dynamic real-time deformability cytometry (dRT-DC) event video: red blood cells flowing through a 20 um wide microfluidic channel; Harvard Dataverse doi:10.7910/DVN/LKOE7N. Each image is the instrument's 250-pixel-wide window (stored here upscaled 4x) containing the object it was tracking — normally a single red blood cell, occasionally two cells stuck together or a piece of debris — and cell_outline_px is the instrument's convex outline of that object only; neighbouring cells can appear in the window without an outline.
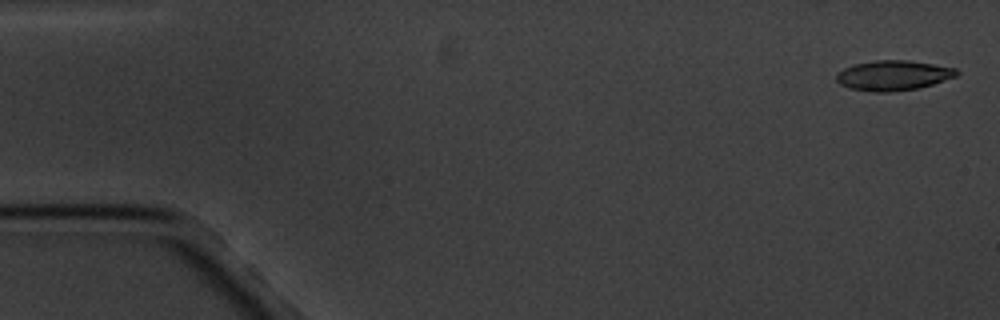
{"species": "common noctule bat (a hibernating species)", "species_latin": "Nyctalus noctula", "temperature_condition": "cold", "stored_images_in_passage": 5, "camera_frame_rate_fps": 3000, "um_per_image_px": 0.085, "animal": {"sex": "male", "body_mass_g": 20.1, "forearm_length_mm": 53.5}, "frame": {"image": 1, "passage_image": 1, "time_ms": 0.0, "image_size_px": [1000, 320], "cell_outline_px": [[960, 72], [956, 76], [920, 88], [888, 92], [868, 92], [852, 88], [840, 84], [836, 80], [836, 72], [844, 68], [856, 64], [876, 60], [908, 60], [956, 68]], "centroid_in_image_um": [75.92, 6.41], "position_along_channel_um": 9.1, "area_um2": 20.98}}
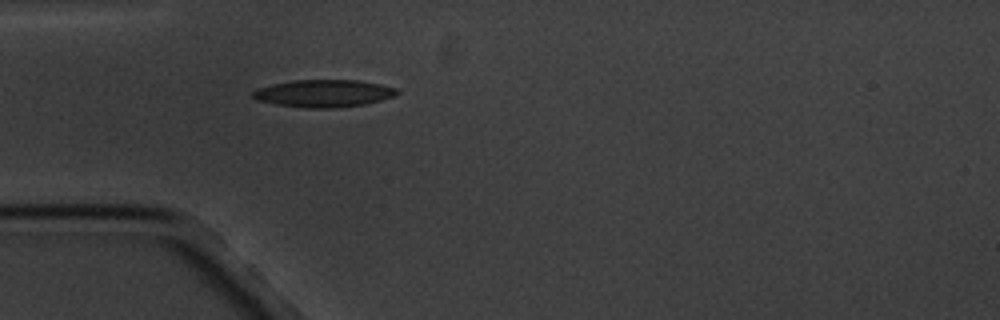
{"frame": {"image": 2, "passage_image": 5, "time_ms": 5.0, "image_size_px": [1000, 320], "cell_outline_px": [[400, 92], [396, 96], [364, 104], [336, 108], [304, 108], [276, 104], [256, 100], [252, 96], [252, 92], [256, 88], [272, 84], [292, 80], [360, 80], [380, 84], [396, 88]], "centroid_in_image_um": [27.51, 7.93], "position_along_channel_um": 57.5, "area_um2": 23.18}}